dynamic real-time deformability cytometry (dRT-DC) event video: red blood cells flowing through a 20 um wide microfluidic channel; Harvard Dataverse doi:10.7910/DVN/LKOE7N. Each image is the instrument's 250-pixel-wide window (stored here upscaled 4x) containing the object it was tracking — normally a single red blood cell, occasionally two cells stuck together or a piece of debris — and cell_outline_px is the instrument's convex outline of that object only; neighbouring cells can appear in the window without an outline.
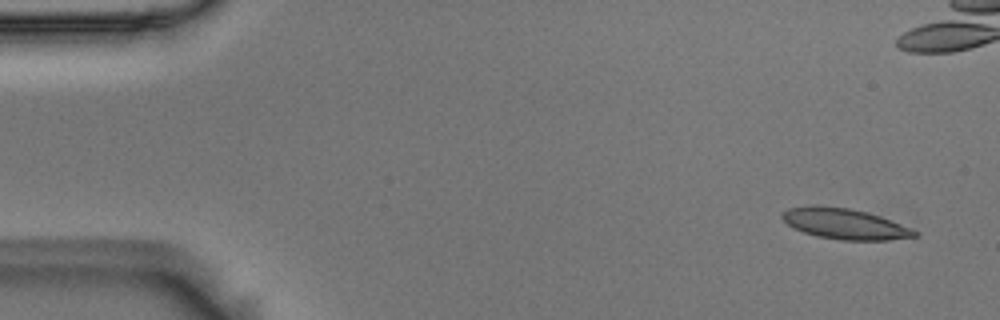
{"species": "Egyptian fruit bat (a non-hibernating species)", "species_latin": "Rousettus aegyptiacus", "temperature_condition": "room temperature", "stored_images_in_passage": 5, "camera_frame_rate_fps": 3000, "um_per_image_px": 0.085, "animal": {"sex": "male"}, "frame": {"image": 1, "passage_image": 1, "time_ms": 0.0, "image_size_px": [1000, 320], "cell_outline_px": [[916, 236], [888, 240], [840, 240], [816, 236], [804, 232], [788, 224], [780, 216], [780, 212], [788, 208], [808, 204], [812, 204], [848, 208], [868, 212], [880, 216], [912, 228], [916, 232]], "centroid_in_image_um": [71.75, 19.0], "position_along_channel_um": 13.3, "area_um2": 23.76}}